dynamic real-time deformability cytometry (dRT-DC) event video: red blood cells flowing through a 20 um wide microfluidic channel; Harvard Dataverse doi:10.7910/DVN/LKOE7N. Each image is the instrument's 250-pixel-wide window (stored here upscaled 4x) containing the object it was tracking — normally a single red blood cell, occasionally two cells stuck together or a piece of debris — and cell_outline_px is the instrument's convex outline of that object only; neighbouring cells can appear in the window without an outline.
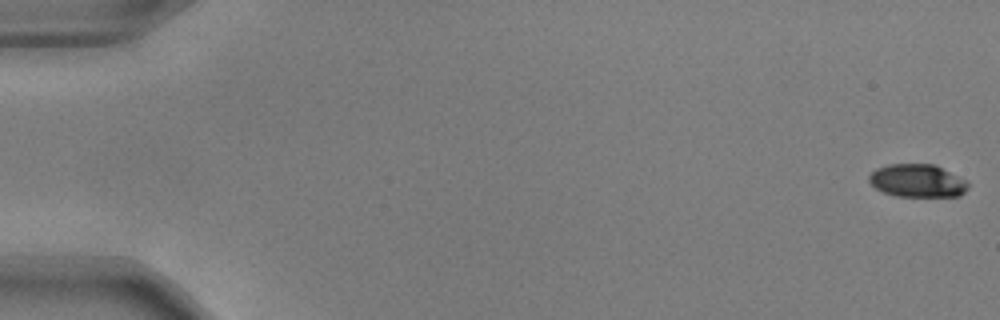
{"species": "common noctule bat (a hibernating species)", "species_latin": "Nyctalus noctula", "temperature_condition": "warm", "stored_images_in_passage": 54, "camera_frame_rate_fps": 3000, "um_per_image_px": 0.085, "animal": {"sex": "male", "body_mass_g": 17.9, "forearm_length_mm": 54.2}, "frame": {"image": 1, "passage_image": 1, "time_ms": 0.0, "image_size_px": [1000, 320], "cell_outline_px": [[968, 188], [960, 196], [896, 196], [884, 192], [876, 188], [868, 180], [868, 176], [876, 168], [888, 164], [936, 164], [968, 180]], "centroid_in_image_um": [78.01, 15.35], "position_along_channel_um": 7.0, "area_um2": 19.19}}
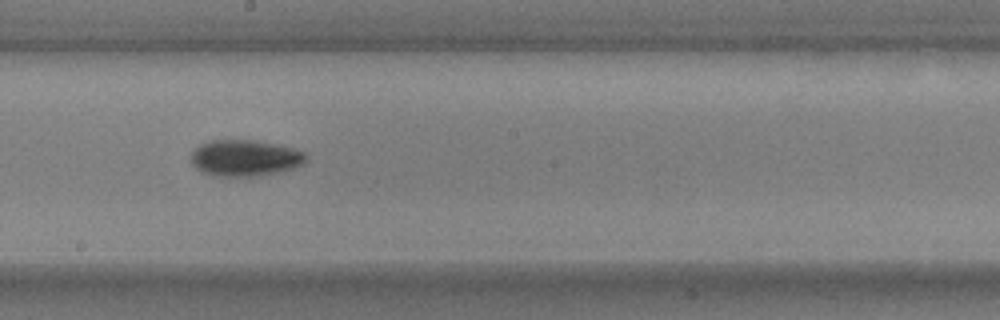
{"frame": {"image": 2, "passage_image": 31, "time_ms": 10.0, "image_size_px": [1000, 320], "cell_outline_px": [[308, 160], [304, 164], [296, 168], [284, 172], [260, 176], [212, 176], [200, 172], [188, 160], [188, 156], [200, 144], [208, 140], [256, 140], [276, 144], [292, 148], [304, 152], [308, 156]], "centroid_in_image_um": [20.82, 13.44], "position_along_channel_um": 227.4, "area_um2": 25.09}}
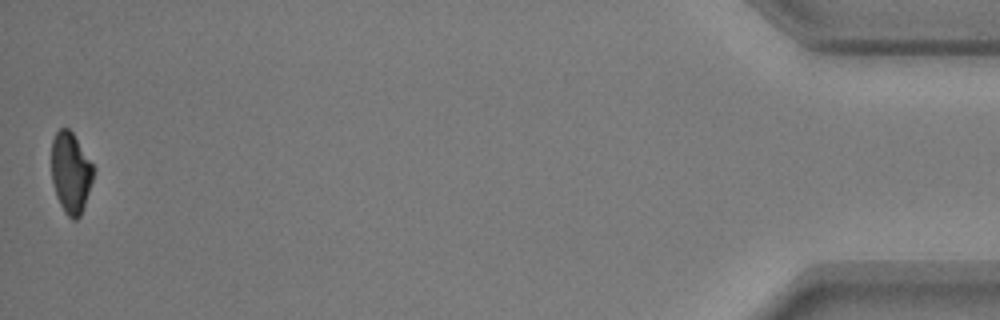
{"frame": {"image": 3, "passage_image": 54, "time_ms": 17.667, "image_size_px": [1000, 320], "cell_outline_px": [[96, 168], [80, 216], [76, 220], [72, 220], [64, 212], [56, 196], [52, 180], [52, 140], [56, 132], [60, 128], [68, 128], [72, 132]], "centroid_in_image_um": [6.01, 14.67], "position_along_channel_um": 429.2, "area_um2": 19.71}, "authors_computed_cell_mechanics": {"area_um2": 21.675, "velocity_mm_per_s": 3.7749, "shape_relaxation_time_tau1_ms": 3.0256, "shape_relaxation_time_tau2_ms": 8.3924, "deformation_change_tau1": 0.1367, "deformation_change_tau2": 0.124}}